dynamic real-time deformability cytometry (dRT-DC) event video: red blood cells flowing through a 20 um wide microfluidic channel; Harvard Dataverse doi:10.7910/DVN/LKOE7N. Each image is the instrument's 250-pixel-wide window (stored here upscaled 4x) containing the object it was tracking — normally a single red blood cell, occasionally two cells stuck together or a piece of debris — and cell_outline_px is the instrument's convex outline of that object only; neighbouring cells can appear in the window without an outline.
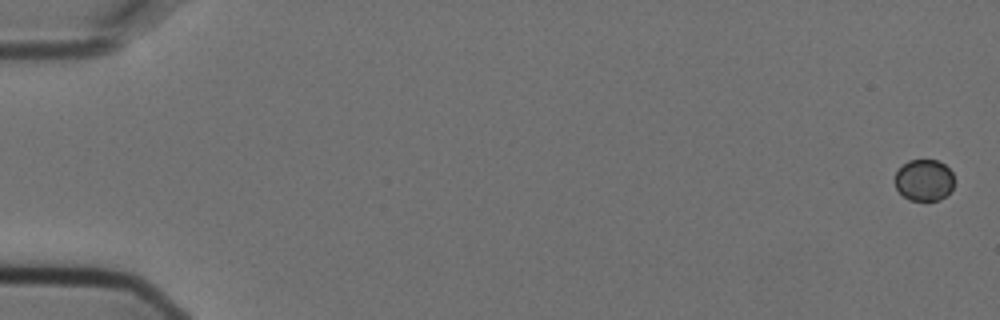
{"species": "Egyptian fruit bat (a non-hibernating species)", "species_latin": "Rousettus aegyptiacus", "temperature_condition": "cold", "stored_images_in_passage": 5, "camera_frame_rate_fps": 3000, "um_per_image_px": 0.085, "animal": {"sex": "female"}, "frame": {"image": 1, "passage_image": 1, "time_ms": 0.0, "image_size_px": [1000, 320], "cell_outline_px": [[952, 188], [940, 200], [908, 200], [896, 188], [892, 180], [896, 172], [908, 160], [936, 160], [944, 164], [952, 172]], "centroid_in_image_um": [78.49, 15.31], "position_along_channel_um": 6.5, "area_um2": 14.28}}
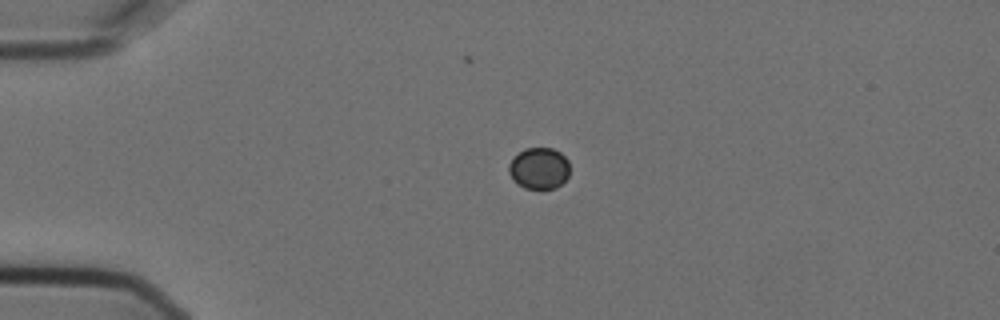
{"frame": {"image": 2, "passage_image": 4, "time_ms": 1.0, "image_size_px": [1000, 320], "cell_outline_px": [[568, 176], [556, 188], [540, 192], [524, 188], [516, 184], [512, 180], [508, 172], [508, 164], [512, 156], [524, 148], [552, 148], [560, 152], [568, 160]], "centroid_in_image_um": [45.77, 14.35], "position_along_channel_um": 39.2, "area_um2": 15.37}}